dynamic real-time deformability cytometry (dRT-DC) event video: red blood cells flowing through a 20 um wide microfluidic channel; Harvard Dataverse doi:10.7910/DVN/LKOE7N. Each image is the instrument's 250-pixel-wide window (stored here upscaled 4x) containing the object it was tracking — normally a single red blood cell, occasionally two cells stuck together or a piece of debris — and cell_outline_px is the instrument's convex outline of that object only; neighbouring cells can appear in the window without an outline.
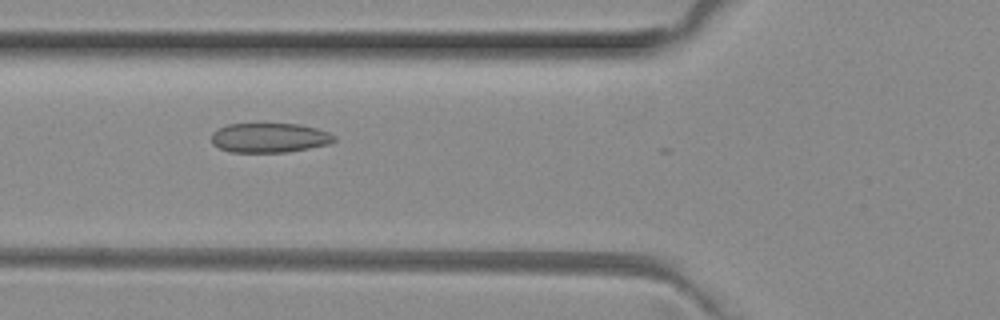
{"species": "common noctule bat (a hibernating species)", "species_latin": "Nyctalus noctula", "temperature_condition": "room temperature", "stored_images_in_passage": 7, "camera_frame_rate_fps": 3000, "um_per_image_px": 0.085, "animal": {"sex": "female", "body_mass_g": 29.2, "forearm_length_mm": 56.3}, "frame": {"image": 1, "passage_image": 5, "time_ms": 1.333, "image_size_px": [1000, 320], "cell_outline_px": [[336, 140], [328, 144], [288, 152], [232, 152], [220, 148], [212, 144], [212, 132], [228, 124], [300, 124], [316, 128], [328, 132], [336, 136]], "centroid_in_image_um": [22.91, 11.71], "position_along_channel_um": 102.9, "area_um2": 21.04}}
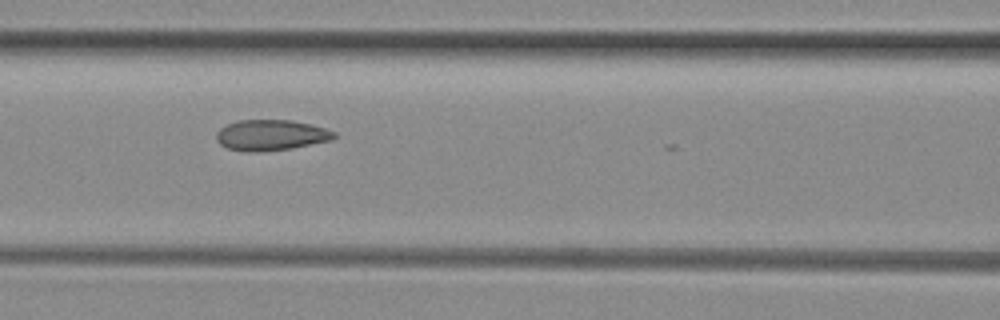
{"frame": {"image": 2, "passage_image": 6, "time_ms": 1.667, "image_size_px": [1000, 320], "cell_outline_px": [[336, 136], [332, 140], [292, 148], [252, 152], [248, 152], [228, 148], [220, 144], [216, 140], [216, 132], [220, 128], [236, 120], [292, 120], [312, 124], [336, 132]], "centroid_in_image_um": [23.03, 11.47], "position_along_channel_um": 143.6, "area_um2": 21.1}}